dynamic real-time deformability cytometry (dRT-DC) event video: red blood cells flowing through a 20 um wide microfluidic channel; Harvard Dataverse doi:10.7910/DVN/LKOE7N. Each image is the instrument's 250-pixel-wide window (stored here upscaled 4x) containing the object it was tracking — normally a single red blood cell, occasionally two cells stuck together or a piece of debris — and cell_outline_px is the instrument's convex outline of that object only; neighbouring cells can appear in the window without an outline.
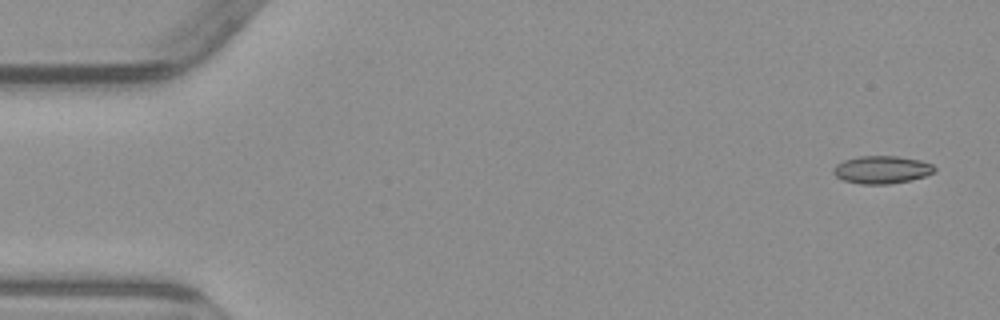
{"species": "common noctule bat (a hibernating species)", "species_latin": "Nyctalus noctula", "temperature_condition": "warm", "stored_images_in_passage": 3, "camera_frame_rate_fps": 3000, "um_per_image_px": 0.085, "animal": {"sex": "male", "body_mass_g": 23.1, "forearm_length_mm": 52.7}, "frame": {"image": 1, "passage_image": 1, "time_ms": 0.0, "image_size_px": [1000, 320], "cell_outline_px": [[936, 172], [912, 180], [892, 184], [860, 184], [844, 180], [836, 176], [832, 172], [832, 168], [836, 164], [844, 160], [860, 156], [896, 156], [920, 160], [932, 164], [936, 168]], "centroid_in_image_um": [74.96, 14.43], "position_along_channel_um": 10.0, "area_um2": 16.47}}